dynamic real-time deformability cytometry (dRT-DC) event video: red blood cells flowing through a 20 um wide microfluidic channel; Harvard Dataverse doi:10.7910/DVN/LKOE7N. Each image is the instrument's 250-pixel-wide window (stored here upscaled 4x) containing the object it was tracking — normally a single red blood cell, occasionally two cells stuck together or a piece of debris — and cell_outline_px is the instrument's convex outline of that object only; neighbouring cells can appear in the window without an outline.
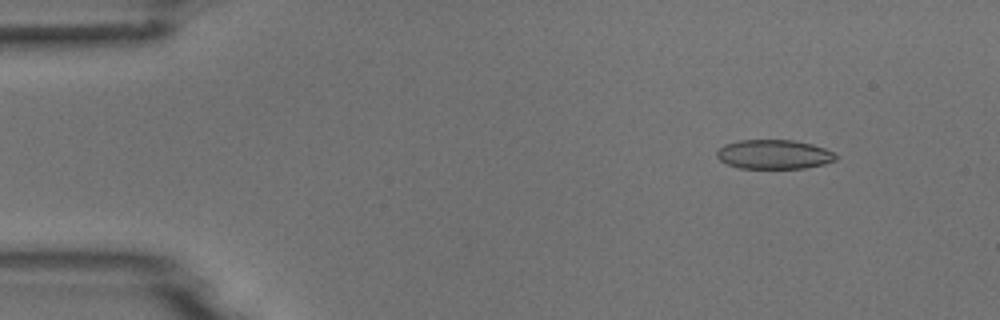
{"species": "common noctule bat (a hibernating species)", "species_latin": "Nyctalus noctula", "temperature_condition": "room temperature", "stored_images_in_passage": 5, "camera_frame_rate_fps": 3000, "um_per_image_px": 0.085, "animal": {"sex": "male", "body_mass_g": 18.8}, "frame": {"image": 1, "passage_image": 1, "time_ms": 0.0, "image_size_px": [1000, 320], "cell_outline_px": [[836, 160], [824, 164], [804, 168], [740, 168], [728, 164], [720, 160], [716, 156], [716, 152], [724, 144], [740, 140], [792, 140], [812, 144], [824, 148], [832, 152], [836, 156]], "centroid_in_image_um": [65.77, 13.12], "position_along_channel_um": 19.2, "area_um2": 20.17}}
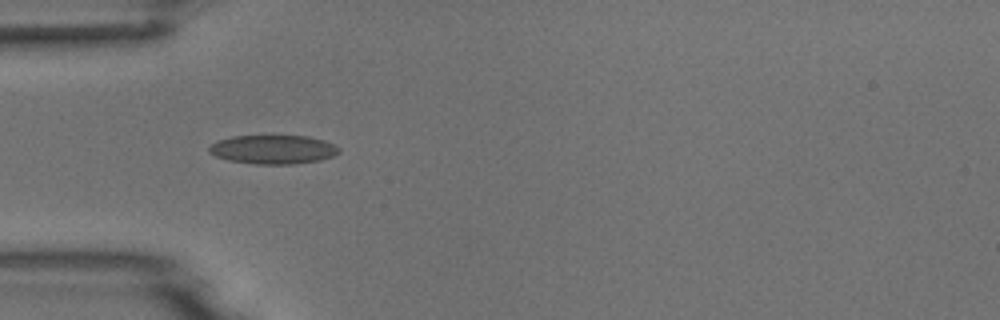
{"frame": {"image": 2, "passage_image": 4, "time_ms": 3.333, "image_size_px": [1000, 320], "cell_outline_px": [[340, 152], [332, 156], [320, 160], [292, 164], [256, 164], [228, 160], [216, 156], [208, 152], [208, 148], [216, 140], [232, 136], [308, 136], [324, 140], [340, 148]], "centroid_in_image_um": [23.2, 12.7], "position_along_channel_um": 61.8, "area_um2": 21.85}}